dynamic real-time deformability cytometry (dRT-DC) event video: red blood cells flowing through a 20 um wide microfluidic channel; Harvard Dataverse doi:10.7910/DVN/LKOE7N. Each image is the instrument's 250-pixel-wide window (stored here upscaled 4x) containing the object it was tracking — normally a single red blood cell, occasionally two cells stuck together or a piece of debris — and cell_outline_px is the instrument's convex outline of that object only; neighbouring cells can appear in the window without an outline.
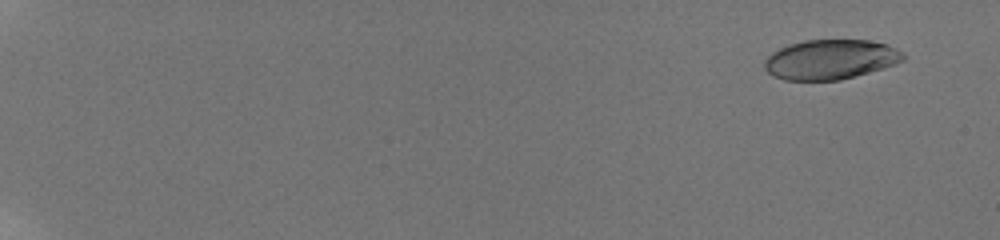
{"species": "human", "species_latin": "Homo sapiens", "temperature_condition": "room temperature", "stored_images_in_passage": 9, "camera_frame_rate_fps": 3000, "um_per_image_px": 0.085, "donor": {"sex": "male"}, "frame": {"image": 1, "passage_image": 3, "time_ms": 1.333, "image_size_px": [1000, 240], "cell_outline_px": [[904, 60], [884, 68], [840, 80], [784, 80], [772, 76], [764, 68], [764, 60], [772, 52], [788, 44], [804, 40], [868, 40], [884, 44], [896, 48], [904, 52]], "centroid_in_image_um": [70.56, 5.06], "position_along_channel_um": 14.4, "area_um2": 32.19}}